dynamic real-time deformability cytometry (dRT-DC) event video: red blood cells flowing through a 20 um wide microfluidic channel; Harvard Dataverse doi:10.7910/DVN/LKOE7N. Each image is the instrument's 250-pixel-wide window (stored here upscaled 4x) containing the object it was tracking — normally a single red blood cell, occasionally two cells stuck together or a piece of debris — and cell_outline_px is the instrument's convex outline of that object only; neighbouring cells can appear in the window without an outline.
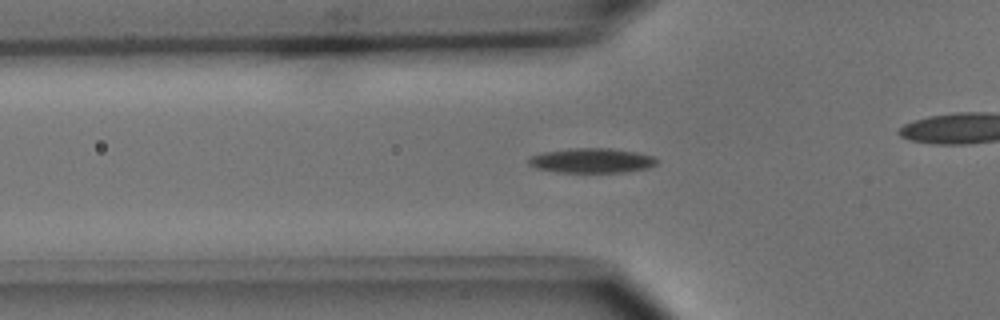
{"species": "common noctule bat (a hibernating species)", "species_latin": "Nyctalus noctula", "temperature_condition": "cold", "stored_images_in_passage": 51, "camera_frame_rate_fps": 3000, "um_per_image_px": 0.085, "animal": {"sex": "male", "body_mass_g": 15.6}, "frame": {"image": 1, "passage_image": 17, "time_ms": 5.333, "image_size_px": [1000, 320], "cell_outline_px": [[656, 164], [648, 168], [624, 172], [556, 172], [536, 168], [528, 164], [528, 156], [544, 152], [568, 148], [612, 148], [636, 152], [652, 156], [656, 160]], "centroid_in_image_um": [50.25, 13.64], "position_along_channel_um": 75.6, "area_um2": 18.5}}
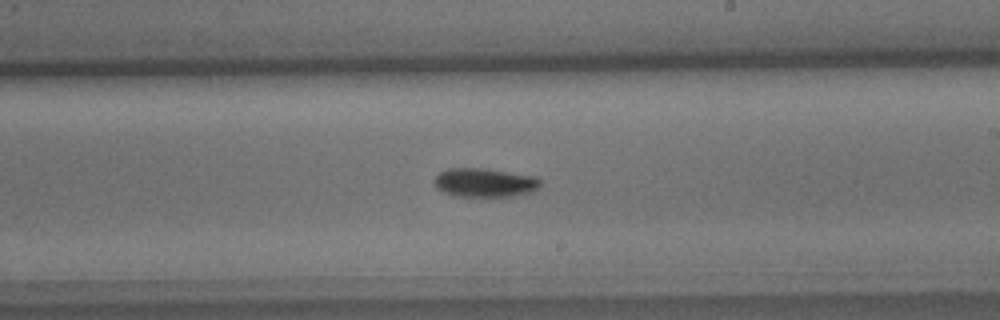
{"frame": {"image": 2, "passage_image": 30, "time_ms": 9.667, "image_size_px": [1000, 320], "cell_outline_px": [[540, 184], [532, 192], [512, 196], [452, 196], [436, 188], [432, 180], [440, 172], [448, 168], [488, 168], [532, 176], [540, 180]], "centroid_in_image_um": [41.14, 15.51], "position_along_channel_um": 247.9, "area_um2": 17.86}}
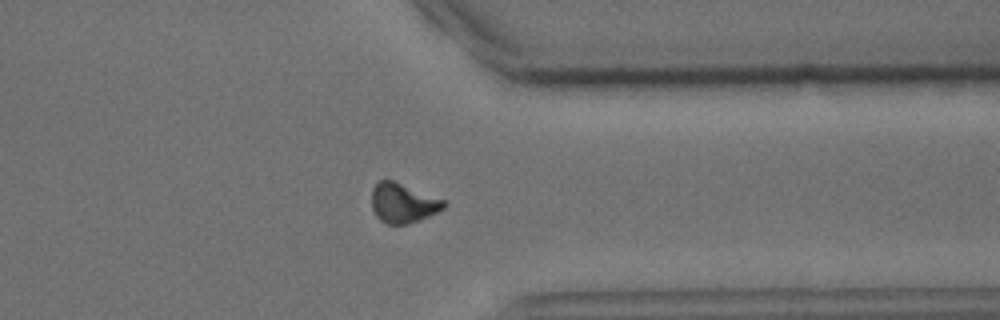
{"frame": {"image": 3, "passage_image": 40, "time_ms": 13.0, "image_size_px": [1000, 320], "cell_outline_px": [[448, 204], [444, 208], [428, 216], [404, 224], [388, 224], [380, 220], [376, 216], [372, 208], [372, 188], [380, 180], [392, 180], [444, 200]], "centroid_in_image_um": [34.23, 17.25], "position_along_channel_um": 377.2, "area_um2": 16.3}, "authors_computed_cell_mechanics": {"area_um2": 16.8776, "velocity_mm_per_s": 3.958, "shape_relaxation_time_tau1_ms": 2.5245, "shape_relaxation_time_tau2_ms": null, "deformation_change_tau1": 0.1039, "deformation_change_tau2": null}}